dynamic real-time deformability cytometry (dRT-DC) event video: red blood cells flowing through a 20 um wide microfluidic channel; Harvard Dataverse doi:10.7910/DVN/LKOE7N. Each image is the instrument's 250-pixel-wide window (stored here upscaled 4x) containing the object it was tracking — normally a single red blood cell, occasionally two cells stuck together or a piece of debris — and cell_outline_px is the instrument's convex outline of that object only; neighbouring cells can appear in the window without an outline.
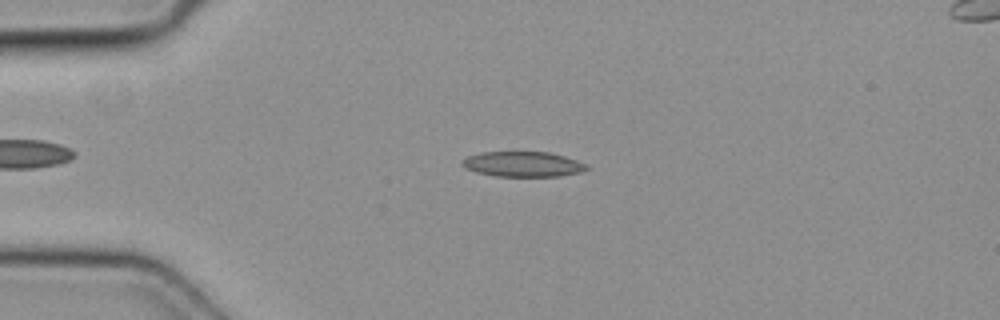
{"species": "common noctule bat (a hibernating species)", "species_latin": "Nyctalus noctula", "temperature_condition": "cold", "stored_images_in_passage": 31, "camera_frame_rate_fps": 3000, "um_per_image_px": 0.085, "animal": {"sex": "female", "body_mass_g": 19.3, "forearm_length_mm": 54.1}, "frame": {"image": 1, "passage_image": 1, "time_ms": 0.0, "image_size_px": [1000, 320], "cell_outline_px": [[592, 168], [584, 172], [560, 176], [496, 176], [476, 172], [464, 168], [460, 164], [460, 160], [468, 156], [484, 152], [548, 152], [564, 156], [588, 164]], "centroid_in_image_um": [44.48, 13.96], "position_along_channel_um": 40.5, "area_um2": 18.5}}
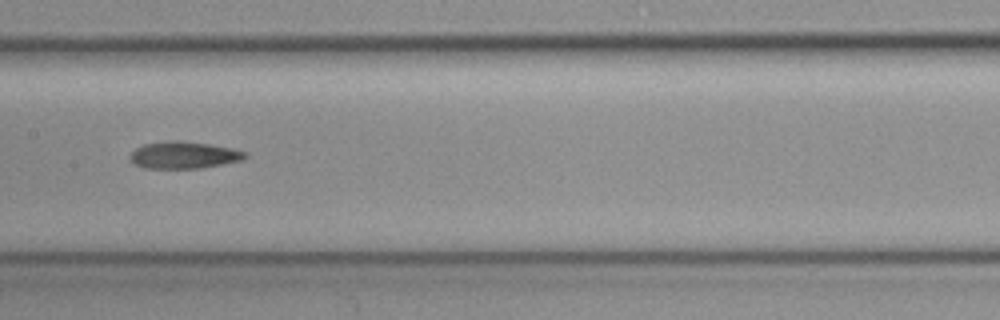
{"frame": {"image": 2, "passage_image": 14, "time_ms": 4.333, "image_size_px": [1000, 320], "cell_outline_px": [[248, 156], [240, 160], [200, 168], [144, 168], [132, 164], [128, 156], [136, 148], [144, 144], [172, 140], [180, 140], [208, 144], [232, 148], [248, 152]], "centroid_in_image_um": [15.58, 13.18], "position_along_channel_um": 191.8, "area_um2": 18.09}}
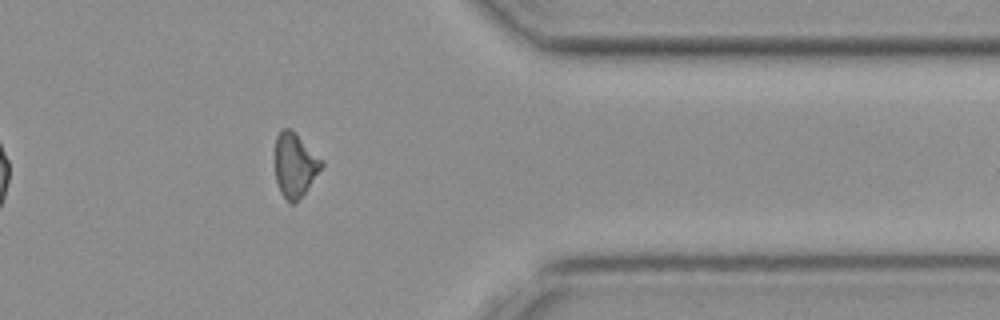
{"frame": {"image": 3, "passage_image": 29, "time_ms": 9.333, "image_size_px": [1000, 320], "cell_outline_px": [[324, 164], [304, 192], [292, 204], [288, 204], [280, 192], [276, 180], [276, 136], [284, 128], [292, 128], [324, 160]], "centroid_in_image_um": [25.08, 13.99], "position_along_channel_um": 386.3, "area_um2": 17.28}}